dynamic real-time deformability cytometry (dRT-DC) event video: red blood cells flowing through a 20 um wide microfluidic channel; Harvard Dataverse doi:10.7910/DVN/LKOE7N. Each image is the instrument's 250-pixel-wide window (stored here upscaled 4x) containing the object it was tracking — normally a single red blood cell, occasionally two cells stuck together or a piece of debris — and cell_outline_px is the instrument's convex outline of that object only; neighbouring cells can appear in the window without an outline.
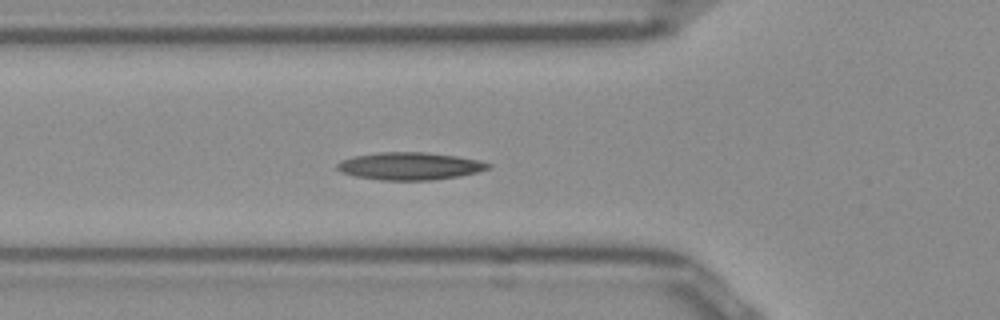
{"species": "Egyptian fruit bat (a non-hibernating species)", "species_latin": "Rousettus aegyptiacus", "temperature_condition": "room temperature", "stored_images_in_passage": 31, "camera_frame_rate_fps": 3000, "um_per_image_px": 0.085, "frame": {"image": 1, "passage_image": 4, "time_ms": 1.0, "image_size_px": [1000, 320], "cell_outline_px": [[492, 168], [460, 176], [432, 180], [380, 180], [356, 176], [340, 172], [336, 168], [336, 164], [340, 160], [352, 156], [380, 152], [424, 152], [456, 156], [480, 160], [492, 164]], "centroid_in_image_um": [34.83, 14.11], "position_along_channel_um": 91.0, "area_um2": 24.39}}
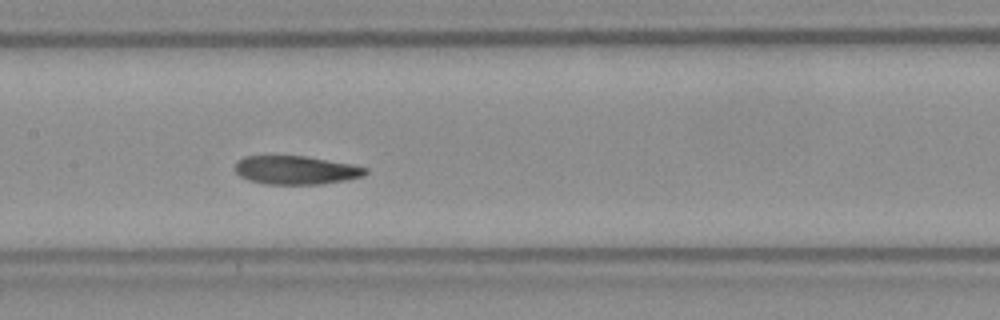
{"frame": {"image": 2, "passage_image": 11, "time_ms": 3.333, "image_size_px": [1000, 320], "cell_outline_px": [[368, 172], [364, 176], [348, 180], [320, 184], [264, 184], [248, 180], [240, 176], [236, 172], [236, 160], [244, 156], [308, 156], [352, 164], [368, 168]], "centroid_in_image_um": [25.18, 14.46], "position_along_channel_um": 182.2, "area_um2": 21.91}}
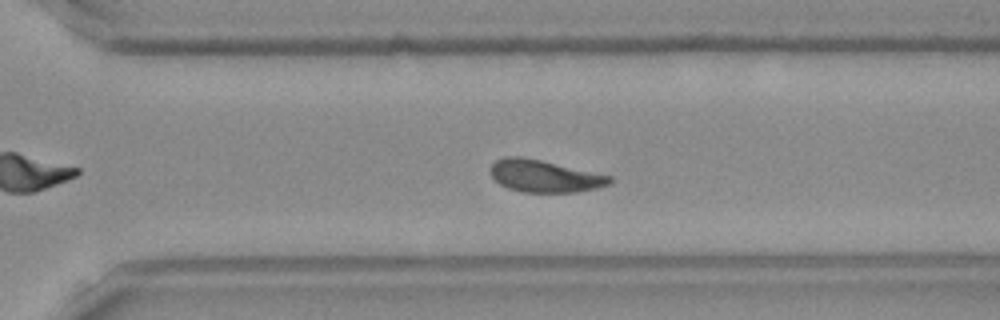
{"frame": {"image": 3, "passage_image": 22, "time_ms": 7.0, "image_size_px": [1000, 320], "cell_outline_px": [[612, 180], [608, 184], [596, 188], [576, 192], [524, 192], [508, 188], [500, 184], [492, 176], [492, 164], [496, 160], [504, 156], [520, 156], [540, 160], [612, 176]], "centroid_in_image_um": [46.27, 14.96], "position_along_channel_um": 324.3, "area_um2": 22.02}, "authors_computed_cell_mechanics": {"area_um2": 22.3686, "velocity_mm_per_s": 3.8837, "shape_relaxation_time_tau1_ms": 8.9707, "shape_relaxation_time_tau2_ms": 3.9214, "deformation_change_tau1": 0.1996, "deformation_change_tau2": 0.1044}}